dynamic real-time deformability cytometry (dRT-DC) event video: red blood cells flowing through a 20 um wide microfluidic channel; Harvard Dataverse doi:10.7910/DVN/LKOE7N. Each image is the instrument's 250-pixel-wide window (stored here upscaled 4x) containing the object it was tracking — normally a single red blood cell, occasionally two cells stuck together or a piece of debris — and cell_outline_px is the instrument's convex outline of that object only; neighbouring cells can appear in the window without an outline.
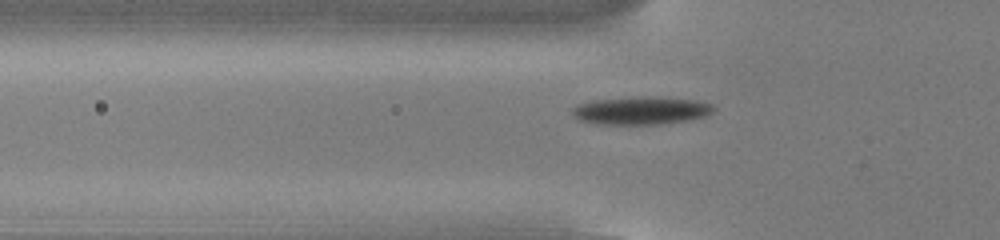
{"species": "common noctule bat (a hibernating species)", "species_latin": "Nyctalus noctula", "temperature_condition": "cold", "stored_images_in_passage": 47, "camera_frame_rate_fps": 3000, "um_per_image_px": 0.085, "animal": {"sex": "male", "body_mass_g": 13.0, "forearm_length_mm": 53.1}, "frame": {"image": 1, "passage_image": 11, "time_ms": 3.333, "image_size_px": [1000, 240], "cell_outline_px": [[716, 108], [712, 112], [704, 116], [688, 120], [660, 124], [596, 124], [580, 120], [572, 116], [572, 108], [576, 104], [596, 100], [644, 96], [696, 100], [712, 104]], "centroid_in_image_um": [54.47, 9.4], "position_along_channel_um": 71.3, "area_um2": 22.89}}
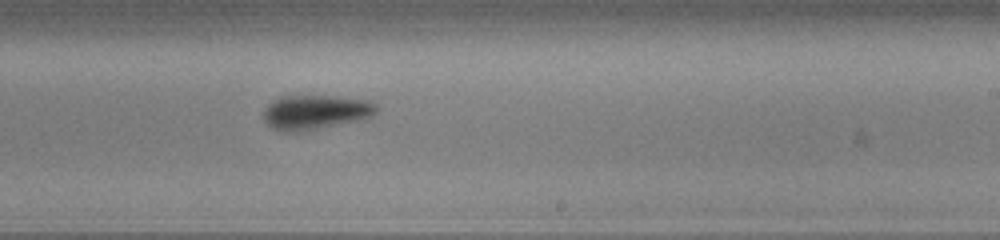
{"frame": {"image": 2, "passage_image": 26, "time_ms": 8.333, "image_size_px": [1000, 240], "cell_outline_px": [[380, 108], [372, 116], [364, 120], [300, 132], [280, 132], [272, 128], [264, 120], [264, 112], [268, 104], [272, 100], [280, 96], [336, 96], [372, 100]], "centroid_in_image_um": [26.87, 9.54], "position_along_channel_um": 262.1, "area_um2": 23.24}}
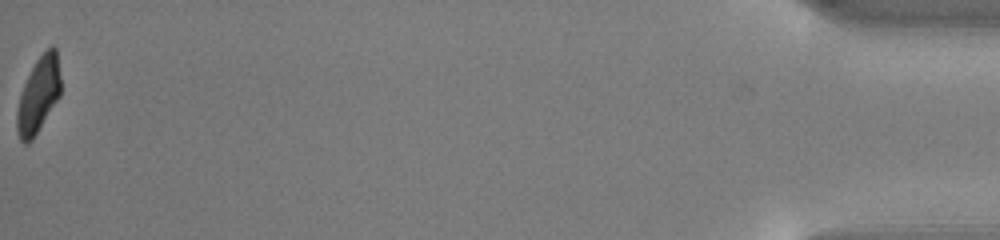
{"frame": {"image": 3, "passage_image": 47, "time_ms": 15.333, "image_size_px": [1000, 240], "cell_outline_px": [[60, 96], [32, 140], [28, 144], [24, 144], [20, 140], [16, 128], [16, 112], [20, 92], [36, 60], [52, 44], [56, 48], [60, 76]], "centroid_in_image_um": [3.25, 8.09], "position_along_channel_um": 431.9, "area_um2": 19.25}, "authors_computed_cell_mechanics": {"area_um2": 21.4438, "velocity_mm_per_s": 3.8358, "shape_relaxation_time_tau1_ms": 1.8407, "shape_relaxation_time_tau2_ms": 2.685, "deformation_change_tau1": 0.1249, "deformation_change_tau2": 0.0812}}